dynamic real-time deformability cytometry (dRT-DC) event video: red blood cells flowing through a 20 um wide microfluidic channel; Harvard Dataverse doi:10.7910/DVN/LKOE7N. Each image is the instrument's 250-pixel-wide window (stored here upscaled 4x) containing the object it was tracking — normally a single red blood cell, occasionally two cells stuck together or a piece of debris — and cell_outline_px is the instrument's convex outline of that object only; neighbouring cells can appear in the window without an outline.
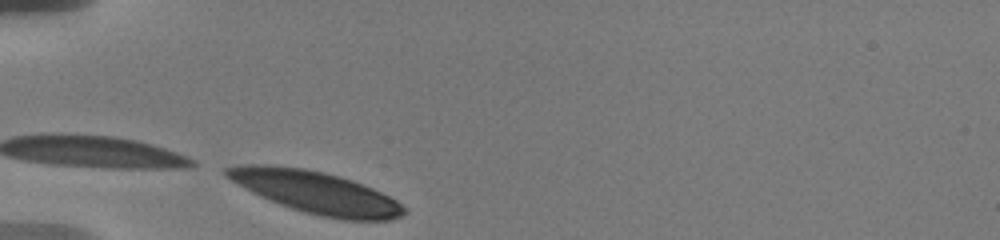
{"species": "human", "species_latin": "Homo sapiens", "temperature_condition": "warm", "stored_images_in_passage": 47, "camera_frame_rate_fps": 3000, "um_per_image_px": 0.085, "donor": {"sex": "male"}, "frame": {"image": 1, "passage_image": 1, "time_ms": 0.0, "image_size_px": [1000, 240], "cell_outline_px": [[404, 212], [400, 216], [392, 220], [340, 220], [320, 216], [304, 212], [280, 204], [260, 196], [244, 188], [224, 176], [224, 168], [236, 164], [268, 164], [304, 168], [324, 172], [340, 176], [364, 184], [396, 200], [404, 208]], "centroid_in_image_um": [26.8, 16.33], "position_along_channel_um": 58.2, "area_um2": 43.58}}
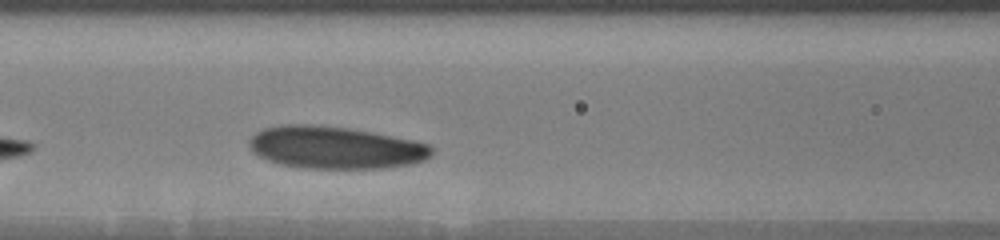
{"frame": {"image": 2, "passage_image": 13, "time_ms": 2.667, "image_size_px": [1000, 240], "cell_outline_px": [[432, 156], [424, 160], [412, 164], [384, 168], [304, 168], [280, 164], [268, 160], [252, 152], [248, 148], [248, 140], [256, 132], [264, 128], [280, 124], [320, 124], [352, 128], [412, 140], [428, 144], [432, 148]], "centroid_in_image_um": [28.46, 12.53], "position_along_channel_um": 138.1, "area_um2": 45.43}}
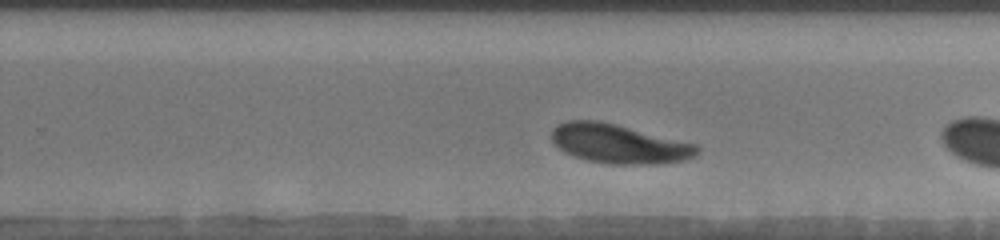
{"frame": {"image": 3, "passage_image": 28, "time_ms": 5.667, "image_size_px": [1000, 240], "cell_outline_px": [[700, 152], [696, 156], [684, 160], [660, 164], [608, 164], [588, 160], [572, 156], [564, 152], [552, 140], [552, 128], [556, 124], [568, 120], [596, 120], [616, 124], [696, 144], [700, 148]], "centroid_in_image_um": [52.61, 12.23], "position_along_channel_um": 277.2, "area_um2": 33.29}, "authors_computed_cell_mechanics": {"area_um2": 45.084, "velocity_mm_per_s": 3.52, "shape_relaxation_time_tau1_ms": 1.7377, "shape_relaxation_time_tau2_ms": 1.756, "deformation_change_tau1": 0.0885, "deformation_change_tau2": 0.085}}